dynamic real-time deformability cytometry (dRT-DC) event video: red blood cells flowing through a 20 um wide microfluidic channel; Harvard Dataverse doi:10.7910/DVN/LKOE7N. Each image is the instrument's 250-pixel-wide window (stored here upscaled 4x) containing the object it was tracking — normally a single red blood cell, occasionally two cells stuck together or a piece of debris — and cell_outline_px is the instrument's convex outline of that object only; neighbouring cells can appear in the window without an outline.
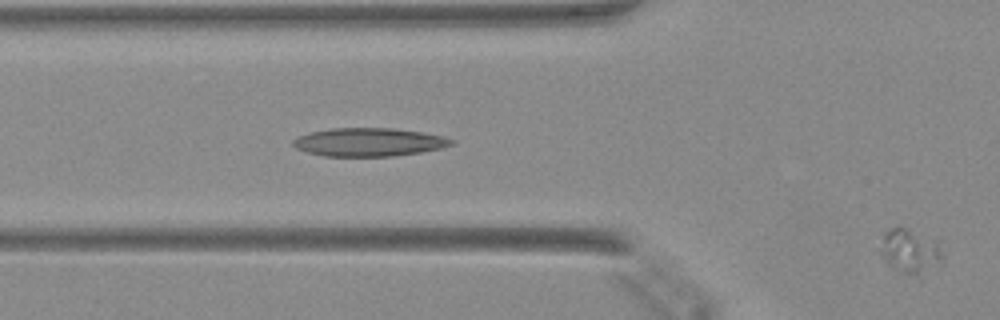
{"species": "Egyptian fruit bat (a non-hibernating species)", "species_latin": "Rousettus aegyptiacus", "temperature_condition": "warm", "stored_images_in_passage": 6, "segment_of_instrument_passage": [2, 2], "camera_frame_rate_fps": 3000, "um_per_image_px": 0.085, "animal": {"sex": "female"}, "frame": {"image": 1, "passage_image": 6, "time_ms": 1.667, "image_size_px": [1000, 320], "cell_outline_px": [[944, 260], [940, 268], [920, 280], [900, 272], [892, 268], [880, 256], [880, 252], [884, 236], [896, 224], [900, 224], [940, 240], [944, 256]], "centroid_in_image_um": [77.5, 21.41], "position_along_channel_um": 48.3, "area_um2": 17.74}}